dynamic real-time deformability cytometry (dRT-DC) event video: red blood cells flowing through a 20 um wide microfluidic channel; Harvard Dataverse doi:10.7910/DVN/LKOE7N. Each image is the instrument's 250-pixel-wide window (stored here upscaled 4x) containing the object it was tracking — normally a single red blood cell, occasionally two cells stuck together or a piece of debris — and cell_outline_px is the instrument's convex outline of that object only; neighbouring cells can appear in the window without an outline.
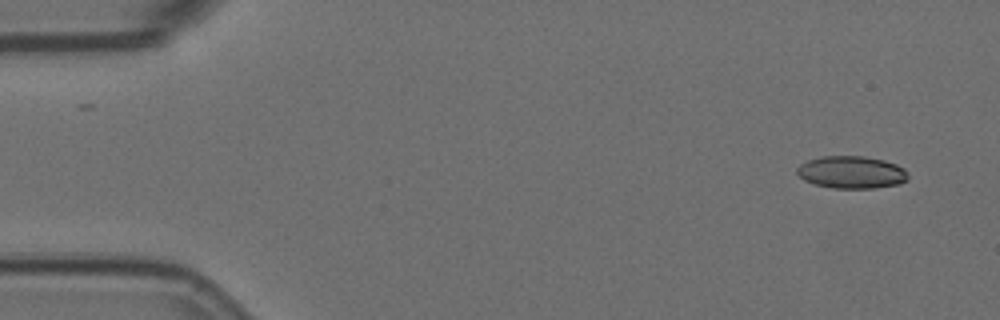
{"species": "Egyptian fruit bat (a non-hibernating species)", "species_latin": "Rousettus aegyptiacus", "temperature_condition": "room temperature", "stored_images_in_passage": 2, "camera_frame_rate_fps": 3000, "um_per_image_px": 0.085, "animal": {"sex": "female"}, "frame": {"image": 1, "passage_image": 2, "time_ms": 0.333, "image_size_px": [1000, 320], "cell_outline_px": [[908, 180], [900, 184], [876, 188], [832, 188], [816, 184], [804, 180], [796, 172], [796, 168], [800, 164], [808, 160], [824, 156], [864, 156], [884, 160], [896, 164], [904, 168], [908, 172]], "centroid_in_image_um": [72.41, 14.64], "position_along_channel_um": 12.6, "area_um2": 21.1}}